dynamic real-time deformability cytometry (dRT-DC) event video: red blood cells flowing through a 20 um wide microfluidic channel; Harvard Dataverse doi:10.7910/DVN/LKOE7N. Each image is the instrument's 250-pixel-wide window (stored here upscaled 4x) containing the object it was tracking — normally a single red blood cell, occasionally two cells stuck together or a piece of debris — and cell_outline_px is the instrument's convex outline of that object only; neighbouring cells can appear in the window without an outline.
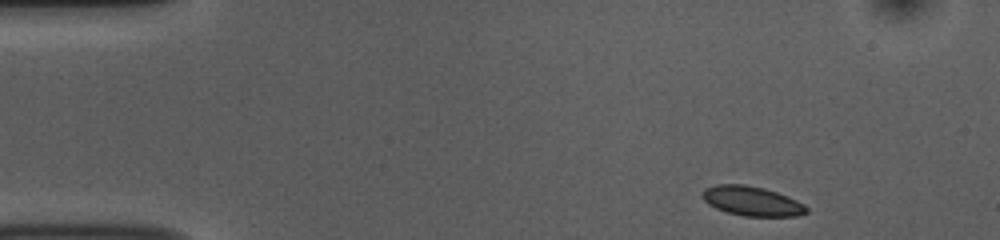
{"species": "common noctule bat (a hibernating species)", "species_latin": "Nyctalus noctula", "temperature_condition": "room temperature", "stored_images_in_passage": 48, "camera_frame_rate_fps": 3000, "um_per_image_px": 0.085, "animal": {"sex": "female", "body_mass_g": 10.0, "forearm_length_mm": 53.1}, "frame": {"image": 1, "passage_image": 1, "time_ms": 0.0, "image_size_px": [1000, 240], "cell_outline_px": [[808, 212], [800, 216], [744, 216], [728, 212], [716, 208], [708, 204], [704, 200], [704, 188], [716, 184], [744, 184], [764, 188], [788, 196], [804, 204], [808, 208]], "centroid_in_image_um": [63.94, 17.09], "position_along_channel_um": 21.1, "area_um2": 17.86}}
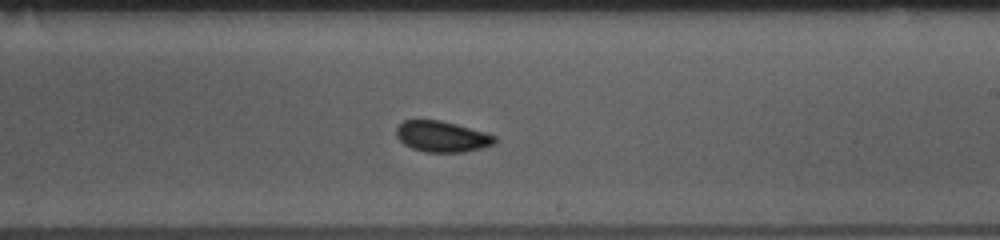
{"frame": {"image": 2, "passage_image": 26, "time_ms": 8.333, "image_size_px": [1000, 240], "cell_outline_px": [[496, 144], [464, 152], [424, 152], [412, 148], [404, 144], [396, 136], [396, 128], [404, 120], [440, 120], [456, 124], [484, 132], [496, 136]], "centroid_in_image_um": [37.56, 11.61], "position_along_channel_um": 251.4, "area_um2": 17.69}}
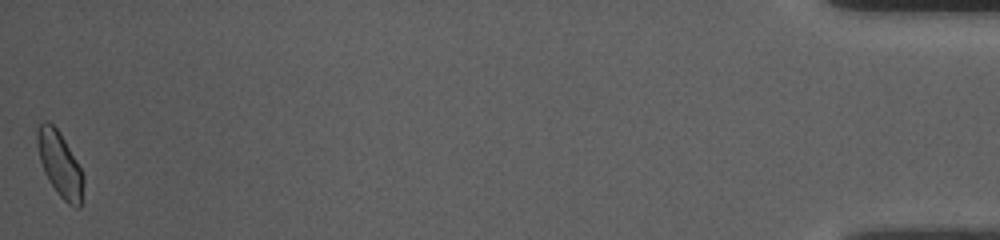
{"frame": {"image": 3, "passage_image": 48, "time_ms": 15.667, "image_size_px": [1000, 240], "cell_outline_px": [[84, 184], [80, 208], [76, 208], [68, 204], [56, 192], [48, 180], [44, 172], [40, 160], [36, 140], [36, 128], [44, 120], [52, 124], [60, 132], [76, 160], [84, 176]], "centroid_in_image_um": [5.08, 13.97], "position_along_channel_um": 430.1, "area_um2": 17.51}, "authors_computed_cell_mechanics": {"area_um2": 17.6868, "velocity_mm_per_s": 3.7204, "shape_relaxation_time_tau1_ms": 3.8271, "shape_relaxation_time_tau2_ms": 3.0886, "deformation_change_tau1": 0.0722, "deformation_change_tau2": 0.0388}}